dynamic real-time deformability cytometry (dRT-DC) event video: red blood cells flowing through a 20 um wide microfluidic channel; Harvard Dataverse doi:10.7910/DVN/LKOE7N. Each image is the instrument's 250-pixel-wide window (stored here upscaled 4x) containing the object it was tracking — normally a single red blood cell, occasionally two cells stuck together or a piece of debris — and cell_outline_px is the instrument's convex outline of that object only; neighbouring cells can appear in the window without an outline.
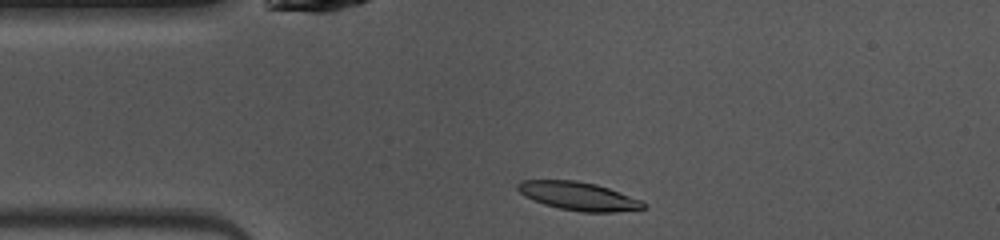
{"species": "common noctule bat (a hibernating species)", "species_latin": "Nyctalus noctula", "temperature_condition": "warm", "stored_images_in_passage": 41, "camera_frame_rate_fps": 3000, "um_per_image_px": 0.085, "animal": {"sex": "female", "body_mass_g": 10.0, "forearm_length_mm": 53.1}, "frame": {"image": 1, "passage_image": 2, "time_ms": 0.333, "image_size_px": [1000, 240], "cell_outline_px": [[648, 208], [616, 212], [580, 212], [560, 208], [544, 204], [524, 196], [516, 188], [516, 184], [520, 180], [576, 180], [596, 184], [608, 188], [640, 200], [648, 204]], "centroid_in_image_um": [49.17, 16.67], "position_along_channel_um": 35.8, "area_um2": 20.81}}
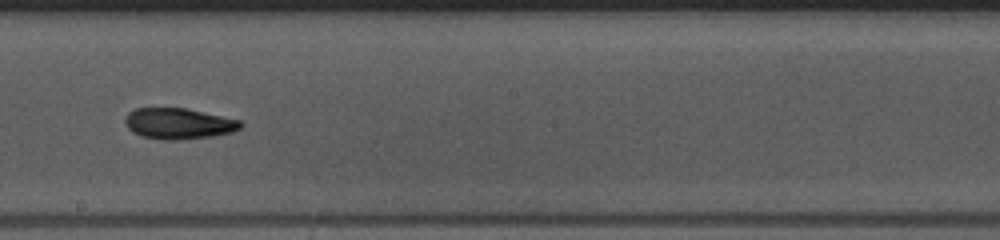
{"frame": {"image": 2, "passage_image": 18, "time_ms": 5.667, "image_size_px": [1000, 240], "cell_outline_px": [[244, 124], [240, 128], [232, 132], [212, 136], [176, 140], [164, 140], [140, 136], [132, 132], [128, 128], [124, 120], [124, 116], [128, 112], [136, 108], [184, 108], [240, 120]], "centroid_in_image_um": [15.14, 10.51], "position_along_channel_um": 233.1, "area_um2": 20.81}}
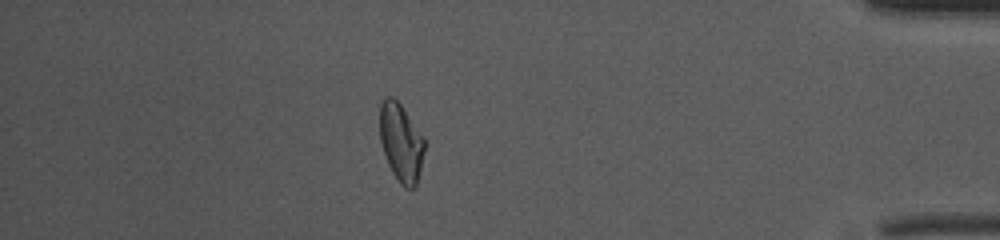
{"frame": {"image": 3, "passage_image": 34, "time_ms": 11.0, "image_size_px": [1000, 240], "cell_outline_px": [[424, 152], [416, 188], [404, 188], [400, 184], [392, 172], [388, 164], [380, 140], [380, 104], [388, 96], [392, 96], [400, 104], [424, 136]], "centroid_in_image_um": [34.09, 12.13], "position_along_channel_um": 401.1, "area_um2": 20.29}, "authors_computed_cell_mechanics": {"area_um2": 20.5768, "velocity_mm_per_s": 4.0561, "shape_relaxation_time_tau1_ms": 4.2967, "shape_relaxation_time_tau2_ms": 2.7744, "deformation_change_tau1": 0.1817, "deformation_change_tau2": 0.0802}}